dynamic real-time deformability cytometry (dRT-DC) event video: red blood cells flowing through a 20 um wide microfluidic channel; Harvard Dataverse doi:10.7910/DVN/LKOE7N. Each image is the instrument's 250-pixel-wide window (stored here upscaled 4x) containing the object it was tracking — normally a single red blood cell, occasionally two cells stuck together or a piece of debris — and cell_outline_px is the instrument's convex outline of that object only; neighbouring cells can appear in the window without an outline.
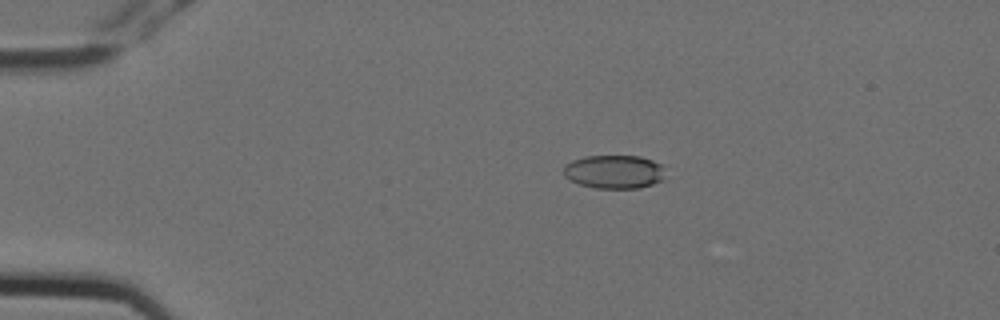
{"species": "Egyptian fruit bat (a non-hibernating species)", "species_latin": "Rousettus aegyptiacus", "temperature_condition": "cold", "stored_images_in_passage": 7, "camera_frame_rate_fps": 3000, "um_per_image_px": 0.085, "animal": {"sex": "female"}, "frame": {"image": 1, "passage_image": 4, "time_ms": 1.0, "image_size_px": [1000, 320], "cell_outline_px": [[664, 180], [640, 188], [596, 188], [580, 184], [568, 180], [564, 176], [564, 164], [572, 160], [584, 156], [640, 156], [652, 160], [660, 164]], "centroid_in_image_um": [52.16, 14.6], "position_along_channel_um": 32.8, "area_um2": 19.88}}
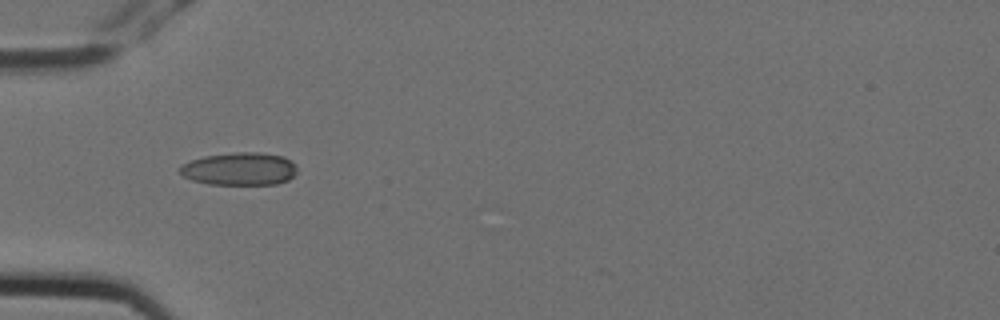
{"frame": {"image": 2, "passage_image": 6, "time_ms": 1.667, "image_size_px": [1000, 320], "cell_outline_px": [[296, 172], [288, 180], [276, 184], [208, 184], [192, 180], [184, 176], [180, 172], [180, 164], [204, 156], [236, 152], [256, 152], [284, 156], [292, 160], [296, 164]], "centroid_in_image_um": [20.38, 14.35], "position_along_channel_um": 64.6, "area_um2": 22.43}}
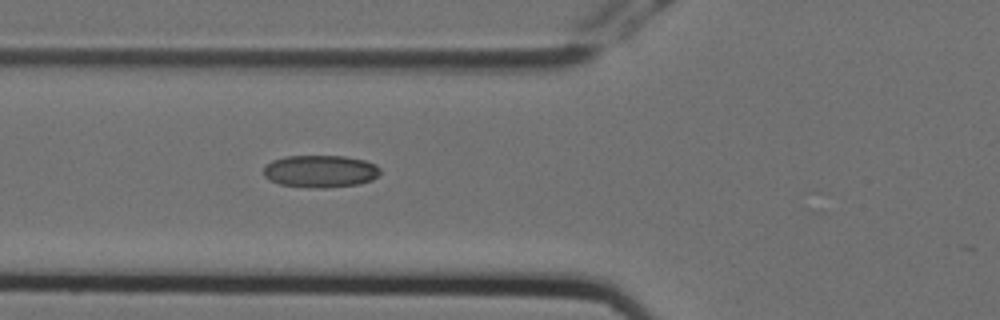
{"frame": {"image": 3, "passage_image": 7, "time_ms": 2.0, "image_size_px": [1000, 320], "cell_outline_px": [[380, 172], [372, 180], [356, 184], [324, 188], [316, 188], [280, 184], [264, 176], [264, 164], [272, 160], [284, 156], [344, 156], [364, 160], [380, 168]], "centroid_in_image_um": [27.19, 14.55], "position_along_channel_um": 98.6, "area_um2": 21.79}}